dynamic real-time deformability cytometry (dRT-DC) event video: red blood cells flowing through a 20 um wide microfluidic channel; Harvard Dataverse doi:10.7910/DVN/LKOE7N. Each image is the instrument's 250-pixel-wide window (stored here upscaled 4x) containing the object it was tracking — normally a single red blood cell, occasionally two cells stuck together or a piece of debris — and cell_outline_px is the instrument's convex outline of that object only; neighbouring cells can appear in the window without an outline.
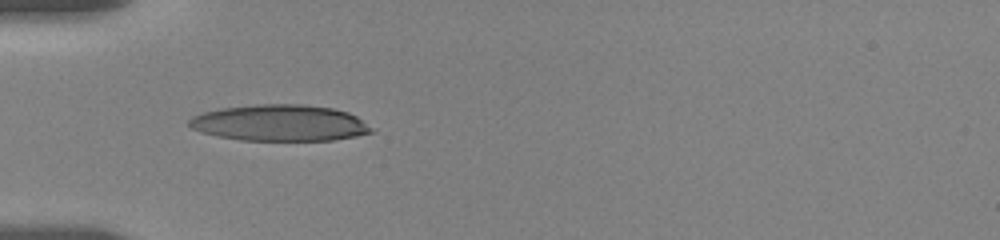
{"species": "human", "species_latin": "Homo sapiens", "temperature_condition": "room temperature", "stored_images_in_passage": 7, "camera_frame_rate_fps": 3000, "um_per_image_px": 0.085, "donor": {"sex": "female"}, "frame": {"image": 1, "passage_image": 2, "time_ms": 0.667, "image_size_px": [1000, 240], "cell_outline_px": [[376, 128], [372, 132], [356, 136], [332, 140], [240, 140], [220, 136], [204, 132], [192, 128], [188, 124], [188, 120], [192, 116], [204, 112], [224, 108], [256, 104], [304, 104], [332, 108], [348, 112], [356, 116]], "centroid_in_image_um": [23.84, 10.44], "position_along_channel_um": 61.2, "area_um2": 38.44}}
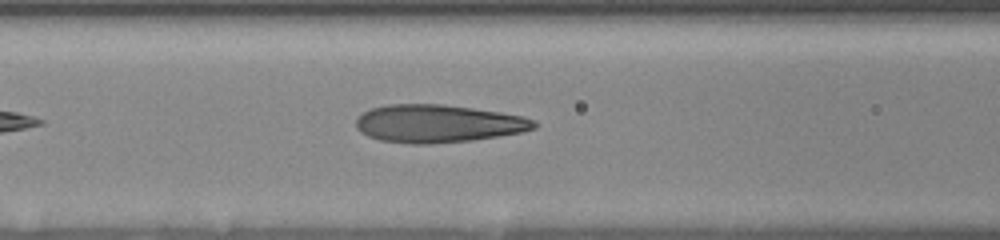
{"frame": {"image": 2, "passage_image": 5, "time_ms": 2.667, "image_size_px": [1000, 240], "cell_outline_px": [[540, 124], [536, 128], [524, 132], [472, 140], [432, 144], [412, 144], [380, 140], [368, 136], [360, 132], [356, 128], [356, 120], [364, 112], [372, 108], [388, 104], [444, 104], [500, 112], [524, 116], [536, 120]], "centroid_in_image_um": [37.28, 10.51], "position_along_channel_um": 129.3, "area_um2": 39.54}}
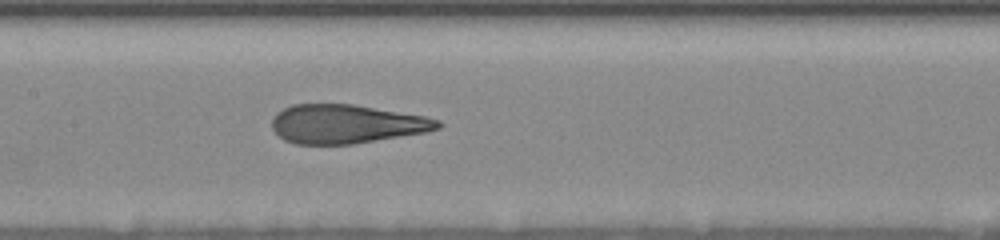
{"frame": {"image": 3, "passage_image": 7, "time_ms": 4.0, "image_size_px": [1000, 240], "cell_outline_px": [[444, 124], [440, 128], [428, 132], [352, 144], [296, 144], [284, 140], [272, 128], [272, 120], [276, 112], [292, 104], [352, 104], [424, 116], [440, 120]], "centroid_in_image_um": [29.45, 10.54], "position_along_channel_um": 177.9, "area_um2": 37.57}}